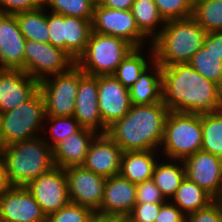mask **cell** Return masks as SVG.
I'll return each instance as SVG.
<instances>
[{
    "instance_id": "6da1fadb",
    "label": "cell",
    "mask_w": 222,
    "mask_h": 222,
    "mask_svg": "<svg viewBox=\"0 0 222 222\" xmlns=\"http://www.w3.org/2000/svg\"><path fill=\"white\" fill-rule=\"evenodd\" d=\"M163 103L170 111L216 113L222 109V88L189 63L162 67Z\"/></svg>"
},
{
    "instance_id": "7a4b0ae2",
    "label": "cell",
    "mask_w": 222,
    "mask_h": 222,
    "mask_svg": "<svg viewBox=\"0 0 222 222\" xmlns=\"http://www.w3.org/2000/svg\"><path fill=\"white\" fill-rule=\"evenodd\" d=\"M168 107L162 102L132 104L128 113L107 128L108 136L122 151H159Z\"/></svg>"
},
{
    "instance_id": "3957f363",
    "label": "cell",
    "mask_w": 222,
    "mask_h": 222,
    "mask_svg": "<svg viewBox=\"0 0 222 222\" xmlns=\"http://www.w3.org/2000/svg\"><path fill=\"white\" fill-rule=\"evenodd\" d=\"M0 151L10 186H27L55 166L52 148L42 136L14 142Z\"/></svg>"
},
{
    "instance_id": "277c9868",
    "label": "cell",
    "mask_w": 222,
    "mask_h": 222,
    "mask_svg": "<svg viewBox=\"0 0 222 222\" xmlns=\"http://www.w3.org/2000/svg\"><path fill=\"white\" fill-rule=\"evenodd\" d=\"M207 32L192 18L169 20L152 41L154 59L161 67L188 63L204 45Z\"/></svg>"
},
{
    "instance_id": "5b68a950",
    "label": "cell",
    "mask_w": 222,
    "mask_h": 222,
    "mask_svg": "<svg viewBox=\"0 0 222 222\" xmlns=\"http://www.w3.org/2000/svg\"><path fill=\"white\" fill-rule=\"evenodd\" d=\"M201 114L169 111L159 152L166 159L183 160L201 151Z\"/></svg>"
},
{
    "instance_id": "8992f818",
    "label": "cell",
    "mask_w": 222,
    "mask_h": 222,
    "mask_svg": "<svg viewBox=\"0 0 222 222\" xmlns=\"http://www.w3.org/2000/svg\"><path fill=\"white\" fill-rule=\"evenodd\" d=\"M135 47L123 38L91 32L85 51L76 65L92 76L113 75Z\"/></svg>"
},
{
    "instance_id": "52a82bcc",
    "label": "cell",
    "mask_w": 222,
    "mask_h": 222,
    "mask_svg": "<svg viewBox=\"0 0 222 222\" xmlns=\"http://www.w3.org/2000/svg\"><path fill=\"white\" fill-rule=\"evenodd\" d=\"M45 118V104L38 90L22 105L1 113V147L41 136Z\"/></svg>"
},
{
    "instance_id": "ba28073f",
    "label": "cell",
    "mask_w": 222,
    "mask_h": 222,
    "mask_svg": "<svg viewBox=\"0 0 222 222\" xmlns=\"http://www.w3.org/2000/svg\"><path fill=\"white\" fill-rule=\"evenodd\" d=\"M85 73L75 64L65 73L39 82L46 116L73 117L79 80Z\"/></svg>"
},
{
    "instance_id": "9c48e42d",
    "label": "cell",
    "mask_w": 222,
    "mask_h": 222,
    "mask_svg": "<svg viewBox=\"0 0 222 222\" xmlns=\"http://www.w3.org/2000/svg\"><path fill=\"white\" fill-rule=\"evenodd\" d=\"M76 62L62 48L48 43L26 40L24 50V72L38 82L47 77L65 73Z\"/></svg>"
},
{
    "instance_id": "30bf717a",
    "label": "cell",
    "mask_w": 222,
    "mask_h": 222,
    "mask_svg": "<svg viewBox=\"0 0 222 222\" xmlns=\"http://www.w3.org/2000/svg\"><path fill=\"white\" fill-rule=\"evenodd\" d=\"M91 25L93 32L123 38L135 48L152 43L139 30L131 10H112L101 4L95 5Z\"/></svg>"
},
{
    "instance_id": "8fae6325",
    "label": "cell",
    "mask_w": 222,
    "mask_h": 222,
    "mask_svg": "<svg viewBox=\"0 0 222 222\" xmlns=\"http://www.w3.org/2000/svg\"><path fill=\"white\" fill-rule=\"evenodd\" d=\"M26 187L47 217L70 203L64 168L54 166Z\"/></svg>"
},
{
    "instance_id": "7c38bea8",
    "label": "cell",
    "mask_w": 222,
    "mask_h": 222,
    "mask_svg": "<svg viewBox=\"0 0 222 222\" xmlns=\"http://www.w3.org/2000/svg\"><path fill=\"white\" fill-rule=\"evenodd\" d=\"M71 203L99 211L102 204L106 178L85 169L72 166L65 169Z\"/></svg>"
},
{
    "instance_id": "4fadbf2b",
    "label": "cell",
    "mask_w": 222,
    "mask_h": 222,
    "mask_svg": "<svg viewBox=\"0 0 222 222\" xmlns=\"http://www.w3.org/2000/svg\"><path fill=\"white\" fill-rule=\"evenodd\" d=\"M0 222H47L26 186H9L0 194Z\"/></svg>"
},
{
    "instance_id": "5bb4252c",
    "label": "cell",
    "mask_w": 222,
    "mask_h": 222,
    "mask_svg": "<svg viewBox=\"0 0 222 222\" xmlns=\"http://www.w3.org/2000/svg\"><path fill=\"white\" fill-rule=\"evenodd\" d=\"M182 161L186 178L216 200L222 190V158L201 150Z\"/></svg>"
},
{
    "instance_id": "9a60e30c",
    "label": "cell",
    "mask_w": 222,
    "mask_h": 222,
    "mask_svg": "<svg viewBox=\"0 0 222 222\" xmlns=\"http://www.w3.org/2000/svg\"><path fill=\"white\" fill-rule=\"evenodd\" d=\"M131 105L129 89L114 75L98 76V106L106 128L128 113Z\"/></svg>"
},
{
    "instance_id": "2e32d148",
    "label": "cell",
    "mask_w": 222,
    "mask_h": 222,
    "mask_svg": "<svg viewBox=\"0 0 222 222\" xmlns=\"http://www.w3.org/2000/svg\"><path fill=\"white\" fill-rule=\"evenodd\" d=\"M73 117L80 126L104 134V126L98 106V76L84 74L79 80Z\"/></svg>"
},
{
    "instance_id": "e0dca14e",
    "label": "cell",
    "mask_w": 222,
    "mask_h": 222,
    "mask_svg": "<svg viewBox=\"0 0 222 222\" xmlns=\"http://www.w3.org/2000/svg\"><path fill=\"white\" fill-rule=\"evenodd\" d=\"M39 90V82L21 69H0V113L22 105Z\"/></svg>"
},
{
    "instance_id": "ac0fdd59",
    "label": "cell",
    "mask_w": 222,
    "mask_h": 222,
    "mask_svg": "<svg viewBox=\"0 0 222 222\" xmlns=\"http://www.w3.org/2000/svg\"><path fill=\"white\" fill-rule=\"evenodd\" d=\"M25 42L15 14L0 13V69L24 71Z\"/></svg>"
},
{
    "instance_id": "d6986e66",
    "label": "cell",
    "mask_w": 222,
    "mask_h": 222,
    "mask_svg": "<svg viewBox=\"0 0 222 222\" xmlns=\"http://www.w3.org/2000/svg\"><path fill=\"white\" fill-rule=\"evenodd\" d=\"M122 153V149L107 133L97 134L82 166L97 175L109 178L120 173Z\"/></svg>"
},
{
    "instance_id": "ffe728a7",
    "label": "cell",
    "mask_w": 222,
    "mask_h": 222,
    "mask_svg": "<svg viewBox=\"0 0 222 222\" xmlns=\"http://www.w3.org/2000/svg\"><path fill=\"white\" fill-rule=\"evenodd\" d=\"M136 205V183L120 174L106 178L100 213L129 216Z\"/></svg>"
},
{
    "instance_id": "44dd1931",
    "label": "cell",
    "mask_w": 222,
    "mask_h": 222,
    "mask_svg": "<svg viewBox=\"0 0 222 222\" xmlns=\"http://www.w3.org/2000/svg\"><path fill=\"white\" fill-rule=\"evenodd\" d=\"M97 133L81 127L77 132L70 134L53 148V161L56 167L68 168L82 166L91 142Z\"/></svg>"
},
{
    "instance_id": "7402d4cb",
    "label": "cell",
    "mask_w": 222,
    "mask_h": 222,
    "mask_svg": "<svg viewBox=\"0 0 222 222\" xmlns=\"http://www.w3.org/2000/svg\"><path fill=\"white\" fill-rule=\"evenodd\" d=\"M131 104L150 105L163 101L162 67L153 59L129 88Z\"/></svg>"
},
{
    "instance_id": "603a6c76",
    "label": "cell",
    "mask_w": 222,
    "mask_h": 222,
    "mask_svg": "<svg viewBox=\"0 0 222 222\" xmlns=\"http://www.w3.org/2000/svg\"><path fill=\"white\" fill-rule=\"evenodd\" d=\"M159 153V154H158ZM159 151H124L121 156L120 175L133 183L152 179L154 168L162 157Z\"/></svg>"
},
{
    "instance_id": "cb8c5ba5",
    "label": "cell",
    "mask_w": 222,
    "mask_h": 222,
    "mask_svg": "<svg viewBox=\"0 0 222 222\" xmlns=\"http://www.w3.org/2000/svg\"><path fill=\"white\" fill-rule=\"evenodd\" d=\"M161 157L155 165L152 179L166 200H171L185 179V167L182 160Z\"/></svg>"
},
{
    "instance_id": "d4e9b609",
    "label": "cell",
    "mask_w": 222,
    "mask_h": 222,
    "mask_svg": "<svg viewBox=\"0 0 222 222\" xmlns=\"http://www.w3.org/2000/svg\"><path fill=\"white\" fill-rule=\"evenodd\" d=\"M139 30L152 42L165 26L154 0H135L131 8Z\"/></svg>"
},
{
    "instance_id": "484cf974",
    "label": "cell",
    "mask_w": 222,
    "mask_h": 222,
    "mask_svg": "<svg viewBox=\"0 0 222 222\" xmlns=\"http://www.w3.org/2000/svg\"><path fill=\"white\" fill-rule=\"evenodd\" d=\"M145 48L146 51L149 49V53L144 51ZM153 59L154 50L152 45H149L148 47L134 48L132 52L119 64L113 75L125 88L129 89L138 80L139 74L142 70Z\"/></svg>"
},
{
    "instance_id": "4316f807",
    "label": "cell",
    "mask_w": 222,
    "mask_h": 222,
    "mask_svg": "<svg viewBox=\"0 0 222 222\" xmlns=\"http://www.w3.org/2000/svg\"><path fill=\"white\" fill-rule=\"evenodd\" d=\"M214 200L204 189L185 177L170 201L188 216L207 207Z\"/></svg>"
},
{
    "instance_id": "83f0119b",
    "label": "cell",
    "mask_w": 222,
    "mask_h": 222,
    "mask_svg": "<svg viewBox=\"0 0 222 222\" xmlns=\"http://www.w3.org/2000/svg\"><path fill=\"white\" fill-rule=\"evenodd\" d=\"M91 21L65 16V51L75 62L85 51L92 32Z\"/></svg>"
},
{
    "instance_id": "f1b7e54d",
    "label": "cell",
    "mask_w": 222,
    "mask_h": 222,
    "mask_svg": "<svg viewBox=\"0 0 222 222\" xmlns=\"http://www.w3.org/2000/svg\"><path fill=\"white\" fill-rule=\"evenodd\" d=\"M21 33L26 40L40 43L49 42V29L47 25V10L39 7L33 11L15 14Z\"/></svg>"
},
{
    "instance_id": "f546056e",
    "label": "cell",
    "mask_w": 222,
    "mask_h": 222,
    "mask_svg": "<svg viewBox=\"0 0 222 222\" xmlns=\"http://www.w3.org/2000/svg\"><path fill=\"white\" fill-rule=\"evenodd\" d=\"M201 150L222 158V109L216 113L201 114Z\"/></svg>"
},
{
    "instance_id": "4dcf8cb0",
    "label": "cell",
    "mask_w": 222,
    "mask_h": 222,
    "mask_svg": "<svg viewBox=\"0 0 222 222\" xmlns=\"http://www.w3.org/2000/svg\"><path fill=\"white\" fill-rule=\"evenodd\" d=\"M43 126L41 136L51 148L81 128L74 117L63 116H46ZM47 136L50 137L48 138Z\"/></svg>"
},
{
    "instance_id": "1f68e13d",
    "label": "cell",
    "mask_w": 222,
    "mask_h": 222,
    "mask_svg": "<svg viewBox=\"0 0 222 222\" xmlns=\"http://www.w3.org/2000/svg\"><path fill=\"white\" fill-rule=\"evenodd\" d=\"M191 17L207 33L222 31V0H204L192 8Z\"/></svg>"
},
{
    "instance_id": "d6a6232c",
    "label": "cell",
    "mask_w": 222,
    "mask_h": 222,
    "mask_svg": "<svg viewBox=\"0 0 222 222\" xmlns=\"http://www.w3.org/2000/svg\"><path fill=\"white\" fill-rule=\"evenodd\" d=\"M204 78L222 88V59L201 47L188 62Z\"/></svg>"
},
{
    "instance_id": "836d02e7",
    "label": "cell",
    "mask_w": 222,
    "mask_h": 222,
    "mask_svg": "<svg viewBox=\"0 0 222 222\" xmlns=\"http://www.w3.org/2000/svg\"><path fill=\"white\" fill-rule=\"evenodd\" d=\"M44 8L56 14L92 20L95 5L91 0H48Z\"/></svg>"
},
{
    "instance_id": "e575fe53",
    "label": "cell",
    "mask_w": 222,
    "mask_h": 222,
    "mask_svg": "<svg viewBox=\"0 0 222 222\" xmlns=\"http://www.w3.org/2000/svg\"><path fill=\"white\" fill-rule=\"evenodd\" d=\"M165 21L187 19L192 16V7L187 0H154Z\"/></svg>"
},
{
    "instance_id": "d590c367",
    "label": "cell",
    "mask_w": 222,
    "mask_h": 222,
    "mask_svg": "<svg viewBox=\"0 0 222 222\" xmlns=\"http://www.w3.org/2000/svg\"><path fill=\"white\" fill-rule=\"evenodd\" d=\"M93 211L87 207L69 203L47 217V222H86Z\"/></svg>"
},
{
    "instance_id": "8d00e7d4",
    "label": "cell",
    "mask_w": 222,
    "mask_h": 222,
    "mask_svg": "<svg viewBox=\"0 0 222 222\" xmlns=\"http://www.w3.org/2000/svg\"><path fill=\"white\" fill-rule=\"evenodd\" d=\"M49 43L65 50V16L47 10Z\"/></svg>"
},
{
    "instance_id": "74e56055",
    "label": "cell",
    "mask_w": 222,
    "mask_h": 222,
    "mask_svg": "<svg viewBox=\"0 0 222 222\" xmlns=\"http://www.w3.org/2000/svg\"><path fill=\"white\" fill-rule=\"evenodd\" d=\"M166 201L153 179L136 184V203H164Z\"/></svg>"
},
{
    "instance_id": "f35d334b",
    "label": "cell",
    "mask_w": 222,
    "mask_h": 222,
    "mask_svg": "<svg viewBox=\"0 0 222 222\" xmlns=\"http://www.w3.org/2000/svg\"><path fill=\"white\" fill-rule=\"evenodd\" d=\"M186 222H222V205L214 200L207 207L188 215Z\"/></svg>"
},
{
    "instance_id": "ab89813d",
    "label": "cell",
    "mask_w": 222,
    "mask_h": 222,
    "mask_svg": "<svg viewBox=\"0 0 222 222\" xmlns=\"http://www.w3.org/2000/svg\"><path fill=\"white\" fill-rule=\"evenodd\" d=\"M163 203H136L129 215L135 222H155Z\"/></svg>"
},
{
    "instance_id": "60d3db41",
    "label": "cell",
    "mask_w": 222,
    "mask_h": 222,
    "mask_svg": "<svg viewBox=\"0 0 222 222\" xmlns=\"http://www.w3.org/2000/svg\"><path fill=\"white\" fill-rule=\"evenodd\" d=\"M187 216L170 200L161 205L155 222H186Z\"/></svg>"
},
{
    "instance_id": "b9f144b4",
    "label": "cell",
    "mask_w": 222,
    "mask_h": 222,
    "mask_svg": "<svg viewBox=\"0 0 222 222\" xmlns=\"http://www.w3.org/2000/svg\"><path fill=\"white\" fill-rule=\"evenodd\" d=\"M39 8L32 0H0V13L16 14Z\"/></svg>"
},
{
    "instance_id": "7bdbcfd3",
    "label": "cell",
    "mask_w": 222,
    "mask_h": 222,
    "mask_svg": "<svg viewBox=\"0 0 222 222\" xmlns=\"http://www.w3.org/2000/svg\"><path fill=\"white\" fill-rule=\"evenodd\" d=\"M203 46L222 59V31L208 32Z\"/></svg>"
},
{
    "instance_id": "ee69618b",
    "label": "cell",
    "mask_w": 222,
    "mask_h": 222,
    "mask_svg": "<svg viewBox=\"0 0 222 222\" xmlns=\"http://www.w3.org/2000/svg\"><path fill=\"white\" fill-rule=\"evenodd\" d=\"M135 0H104L102 6L112 10H131Z\"/></svg>"
},
{
    "instance_id": "f6af8a7d",
    "label": "cell",
    "mask_w": 222,
    "mask_h": 222,
    "mask_svg": "<svg viewBox=\"0 0 222 222\" xmlns=\"http://www.w3.org/2000/svg\"><path fill=\"white\" fill-rule=\"evenodd\" d=\"M86 222H114V216L93 211L86 219Z\"/></svg>"
},
{
    "instance_id": "bcb514c9",
    "label": "cell",
    "mask_w": 222,
    "mask_h": 222,
    "mask_svg": "<svg viewBox=\"0 0 222 222\" xmlns=\"http://www.w3.org/2000/svg\"><path fill=\"white\" fill-rule=\"evenodd\" d=\"M9 186L10 185L6 179L4 158L0 151V194L3 193Z\"/></svg>"
},
{
    "instance_id": "7dc6e473",
    "label": "cell",
    "mask_w": 222,
    "mask_h": 222,
    "mask_svg": "<svg viewBox=\"0 0 222 222\" xmlns=\"http://www.w3.org/2000/svg\"><path fill=\"white\" fill-rule=\"evenodd\" d=\"M114 222H135L130 216H116Z\"/></svg>"
},
{
    "instance_id": "c3c4849f",
    "label": "cell",
    "mask_w": 222,
    "mask_h": 222,
    "mask_svg": "<svg viewBox=\"0 0 222 222\" xmlns=\"http://www.w3.org/2000/svg\"><path fill=\"white\" fill-rule=\"evenodd\" d=\"M38 7H44L48 0H32Z\"/></svg>"
},
{
    "instance_id": "681fc988",
    "label": "cell",
    "mask_w": 222,
    "mask_h": 222,
    "mask_svg": "<svg viewBox=\"0 0 222 222\" xmlns=\"http://www.w3.org/2000/svg\"><path fill=\"white\" fill-rule=\"evenodd\" d=\"M190 6L193 8L195 5L203 2L204 0H187Z\"/></svg>"
},
{
    "instance_id": "f907efd6",
    "label": "cell",
    "mask_w": 222,
    "mask_h": 222,
    "mask_svg": "<svg viewBox=\"0 0 222 222\" xmlns=\"http://www.w3.org/2000/svg\"><path fill=\"white\" fill-rule=\"evenodd\" d=\"M91 1L94 3V5H100L104 0H91Z\"/></svg>"
},
{
    "instance_id": "816d5d0a",
    "label": "cell",
    "mask_w": 222,
    "mask_h": 222,
    "mask_svg": "<svg viewBox=\"0 0 222 222\" xmlns=\"http://www.w3.org/2000/svg\"><path fill=\"white\" fill-rule=\"evenodd\" d=\"M216 200L222 205V190L220 195L216 198Z\"/></svg>"
},
{
    "instance_id": "f5cc1de1",
    "label": "cell",
    "mask_w": 222,
    "mask_h": 222,
    "mask_svg": "<svg viewBox=\"0 0 222 222\" xmlns=\"http://www.w3.org/2000/svg\"><path fill=\"white\" fill-rule=\"evenodd\" d=\"M1 131H2V125H1V113H0V147H1Z\"/></svg>"
}]
</instances>
